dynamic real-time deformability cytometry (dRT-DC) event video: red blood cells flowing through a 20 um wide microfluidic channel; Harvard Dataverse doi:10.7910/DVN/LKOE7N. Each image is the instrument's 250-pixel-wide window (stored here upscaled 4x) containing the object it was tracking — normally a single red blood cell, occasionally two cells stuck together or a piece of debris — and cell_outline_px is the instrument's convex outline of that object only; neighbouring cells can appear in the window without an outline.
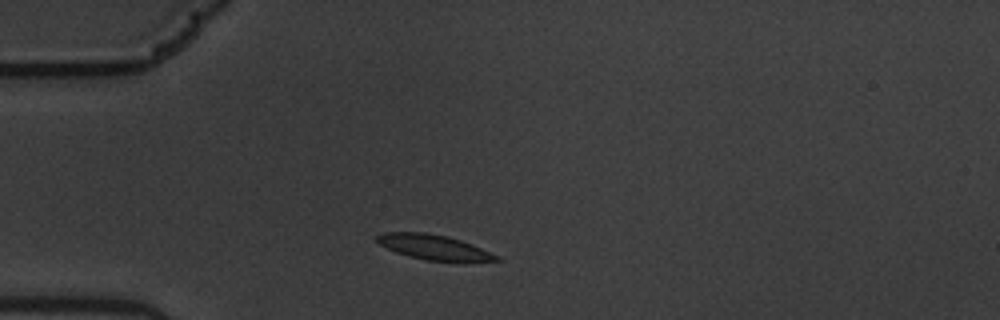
{"species": "common noctule bat (a hibernating species)", "species_latin": "Nyctalus noctula", "temperature_condition": "warm", "stored_images_in_passage": 43, "camera_frame_rate_fps": 3000, "um_per_image_px": 0.085, "animal": {"sex": "male", "body_mass_g": 19.5, "forearm_length_mm": 54.6}, "frame": {"image": 1, "passage_image": 1, "time_ms": 0.0, "image_size_px": [1000, 320], "cell_outline_px": [[504, 260], [424, 260], [408, 256], [396, 252], [380, 244], [376, 240], [376, 236], [380, 232], [424, 232], [444, 236], [460, 240], [472, 244], [500, 256]], "centroid_in_image_um": [36.82, 20.99], "position_along_channel_um": 48.2, "area_um2": 16.94}}
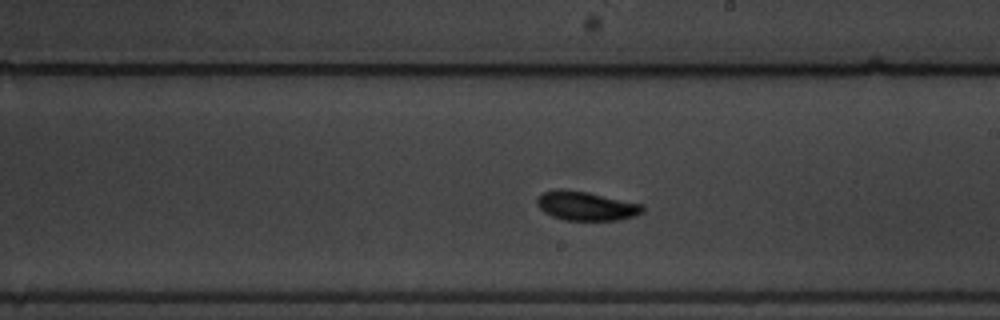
{"frame": {"image": 2, "passage_image": 19, "time_ms": 6.0, "image_size_px": [1000, 320], "cell_outline_px": [[644, 212], [636, 216], [620, 220], [564, 220], [552, 216], [544, 212], [536, 204], [536, 196], [552, 188], [560, 188], [588, 192], [644, 204]], "centroid_in_image_um": [49.81, 17.49], "position_along_channel_um": 239.2, "area_um2": 18.26}}
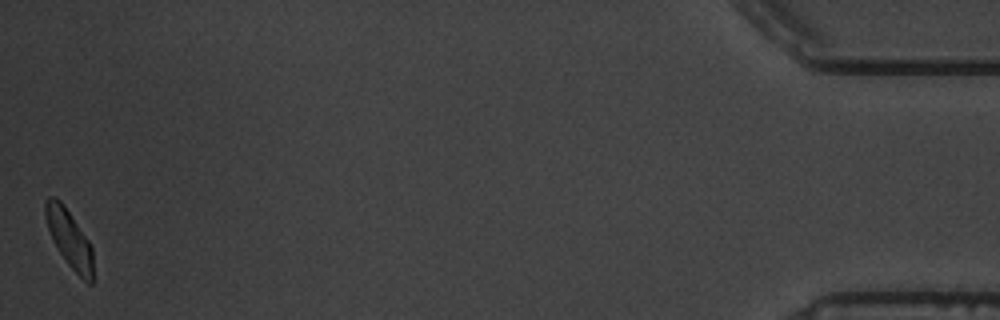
{"frame": {"image": 3, "passage_image": 43, "time_ms": 14.0, "image_size_px": [1000, 320], "cell_outline_px": [[92, 284], [88, 284], [68, 264], [52, 240], [44, 216], [44, 204], [48, 196], [52, 196], [60, 200], [88, 240], [92, 248]], "centroid_in_image_um": [5.86, 20.26], "position_along_channel_um": 429.3, "area_um2": 15.66}, "authors_computed_cell_mechanics": {"area_um2": 17.34, "velocity_mm_per_s": 3.4858, "shape_relaxation_time_tau1_ms": 2.9337, "shape_relaxation_time_tau2_ms": 1.7523, "deformation_change_tau1": 0.1721, "deformation_change_tau2": 0.0642}}